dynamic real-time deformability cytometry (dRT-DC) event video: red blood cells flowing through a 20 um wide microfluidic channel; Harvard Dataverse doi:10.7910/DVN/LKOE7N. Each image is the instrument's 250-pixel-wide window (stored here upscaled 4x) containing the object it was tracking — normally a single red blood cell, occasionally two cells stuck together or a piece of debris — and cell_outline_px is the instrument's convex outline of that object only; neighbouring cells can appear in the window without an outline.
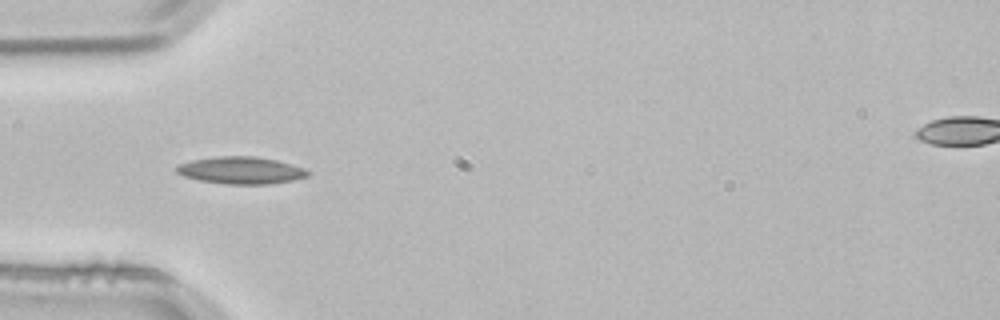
{"species": "common noctule bat (a hibernating species)", "species_latin": "Nyctalus noctula", "temperature_condition": "room temperature", "stored_images_in_passage": 3, "camera_frame_rate_fps": 3000, "um_per_image_px": 0.085, "animal": {"sex": "male", "body_mass_g": 21.5, "forearm_length_mm": 52.0}, "frame": {"image": 1, "passage_image": 3, "time_ms": 0.667, "image_size_px": [1000, 320], "cell_outline_px": [[312, 172], [308, 176], [296, 180], [268, 184], [228, 184], [200, 180], [184, 176], [176, 172], [176, 164], [192, 160], [216, 156], [252, 156], [276, 160], [304, 168]], "centroid_in_image_um": [20.49, 14.48], "position_along_channel_um": 64.5, "area_um2": 20.81}}